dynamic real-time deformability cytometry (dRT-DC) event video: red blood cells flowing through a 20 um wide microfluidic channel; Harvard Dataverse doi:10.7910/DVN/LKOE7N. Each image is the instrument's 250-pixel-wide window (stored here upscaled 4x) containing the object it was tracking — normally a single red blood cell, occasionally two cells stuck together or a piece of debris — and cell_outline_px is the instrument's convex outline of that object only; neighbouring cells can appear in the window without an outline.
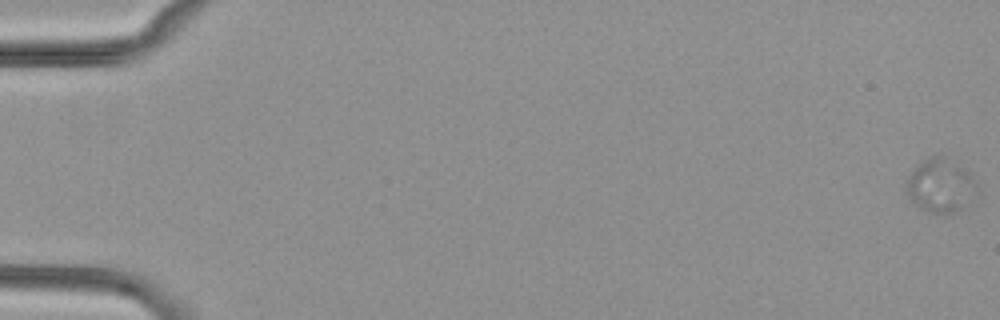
{"species": "common noctule bat (a hibernating species)", "species_latin": "Nyctalus noctula", "temperature_condition": "cold", "stored_images_in_passage": 16, "camera_frame_rate_fps": 3000, "um_per_image_px": 0.085, "animal": {"sex": "female", "body_mass_g": 29.2, "forearm_length_mm": 56.3}, "frame": {"image": 1, "passage_image": 1, "time_ms": 0.0, "image_size_px": [1000, 320], "cell_outline_px": [[976, 184], [956, 208], [952, 212], [932, 212], [920, 208], [912, 204], [904, 188], [904, 184], [912, 172], [924, 160], [932, 156], [944, 156], [968, 172]], "centroid_in_image_um": [79.77, 15.73], "position_along_channel_um": 5.2, "area_um2": 20.4}}